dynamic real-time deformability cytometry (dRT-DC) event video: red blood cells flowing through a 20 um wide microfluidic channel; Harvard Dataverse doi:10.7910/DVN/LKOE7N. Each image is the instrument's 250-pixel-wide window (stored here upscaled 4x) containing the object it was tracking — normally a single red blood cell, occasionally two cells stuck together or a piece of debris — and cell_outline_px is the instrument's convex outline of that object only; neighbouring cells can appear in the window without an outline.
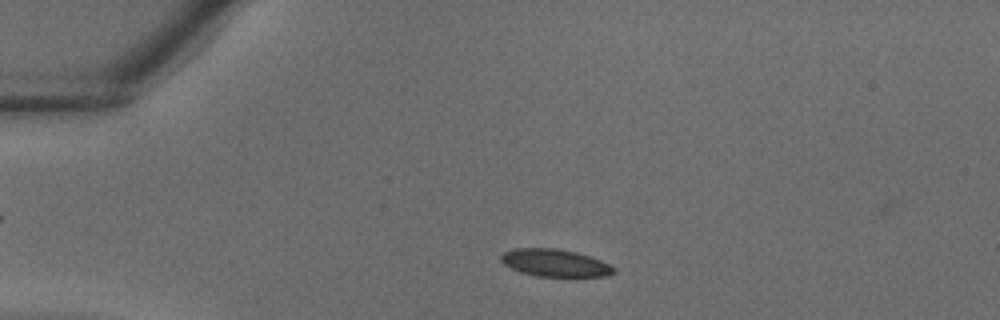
{"species": "common noctule bat (a hibernating species)", "species_latin": "Nyctalus noctula", "temperature_condition": "warm", "stored_images_in_passage": 34, "camera_frame_rate_fps": 3000, "um_per_image_px": 0.085, "animal": {"sex": "male", "body_mass_g": 18.8}, "frame": {"image": 1, "passage_image": 5, "time_ms": 1.333, "image_size_px": [1000, 320], "cell_outline_px": [[616, 272], [608, 276], [536, 276], [520, 272], [504, 264], [500, 260], [500, 256], [504, 252], [512, 248], [556, 248], [576, 252], [600, 260], [616, 268]], "centroid_in_image_um": [47.16, 22.34], "position_along_channel_um": 37.8, "area_um2": 17.98}}
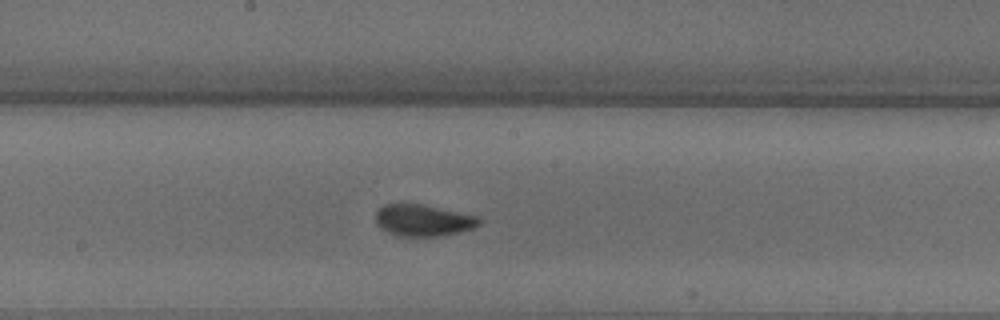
{"frame": {"image": 2, "passage_image": 17, "time_ms": 5.333, "image_size_px": [1000, 320], "cell_outline_px": [[480, 224], [472, 228], [460, 232], [440, 236], [396, 236], [380, 228], [376, 224], [376, 212], [384, 204], [420, 204], [476, 216], [480, 220]], "centroid_in_image_um": [35.92, 18.74], "position_along_channel_um": 212.3, "area_um2": 18.84}}
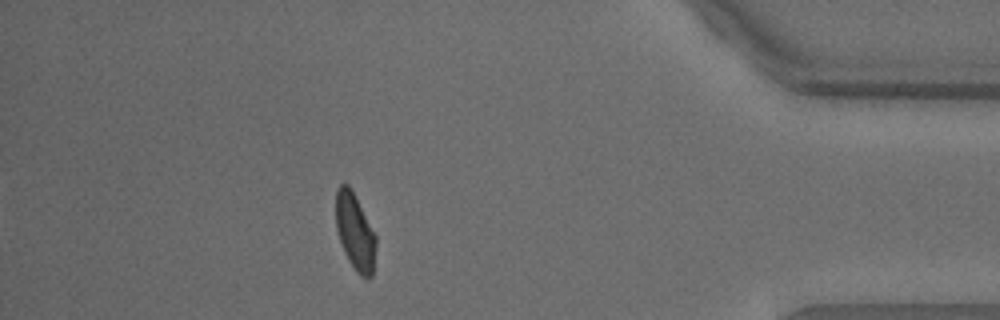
{"frame": {"image": 3, "passage_image": 30, "time_ms": 9.667, "image_size_px": [1000, 320], "cell_outline_px": [[376, 244], [372, 276], [360, 276], [356, 272], [348, 260], [344, 252], [336, 228], [336, 188], [340, 184], [348, 184], [352, 188], [376, 236]], "centroid_in_image_um": [30.17, 19.66], "position_along_channel_um": 405.0, "area_um2": 17.86}}